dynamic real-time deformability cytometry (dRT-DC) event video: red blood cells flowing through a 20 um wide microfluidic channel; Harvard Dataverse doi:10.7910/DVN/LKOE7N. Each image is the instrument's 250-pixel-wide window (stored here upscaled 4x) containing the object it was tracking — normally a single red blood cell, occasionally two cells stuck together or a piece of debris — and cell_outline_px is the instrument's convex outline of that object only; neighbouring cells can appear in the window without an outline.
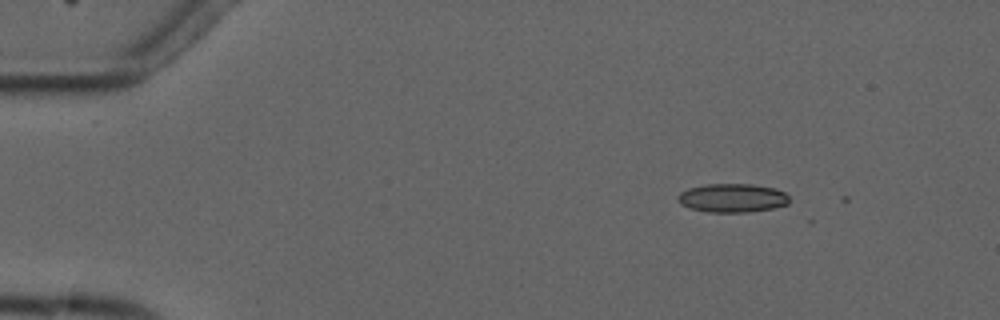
{"species": "common noctule bat (a hibernating species)", "species_latin": "Nyctalus noctula", "temperature_condition": "cold", "stored_images_in_passage": 5, "camera_frame_rate_fps": 3000, "um_per_image_px": 0.085, "animal": {"sex": "male", "forearm_length_mm": 52.5}, "frame": {"image": 1, "passage_image": 3, "time_ms": 2.333, "image_size_px": [1000, 320], "cell_outline_px": [[788, 204], [772, 208], [748, 212], [708, 212], [688, 208], [680, 204], [676, 196], [680, 192], [688, 188], [704, 184], [752, 184], [776, 188], [784, 192], [788, 196]], "centroid_in_image_um": [62.21, 16.82], "position_along_channel_um": 22.8, "area_um2": 18.79}}